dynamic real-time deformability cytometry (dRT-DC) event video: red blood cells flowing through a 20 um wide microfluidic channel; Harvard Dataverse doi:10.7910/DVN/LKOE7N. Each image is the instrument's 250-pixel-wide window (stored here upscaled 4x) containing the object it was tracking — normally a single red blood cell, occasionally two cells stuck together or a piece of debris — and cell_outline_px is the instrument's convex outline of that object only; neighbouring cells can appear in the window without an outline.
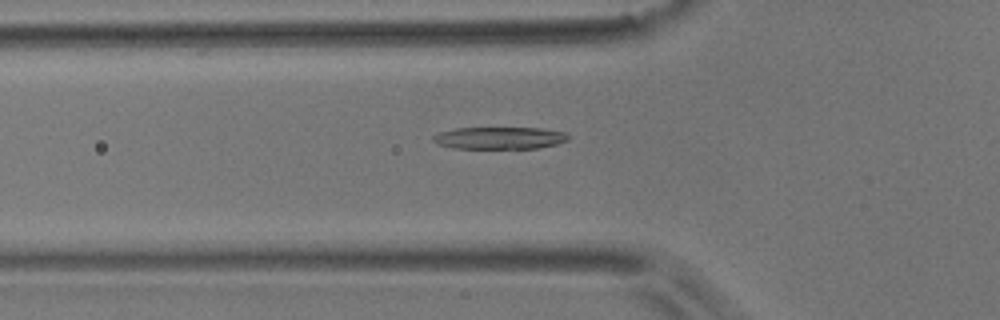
{"species": "common noctule bat (a hibernating species)", "species_latin": "Nyctalus noctula", "temperature_condition": "room temperature", "stored_images_in_passage": 47, "camera_frame_rate_fps": 3000, "um_per_image_px": 0.085, "animal": {"sex": "male", "body_mass_g": 17.9}, "frame": {"image": 1, "passage_image": 13, "time_ms": 4.0, "image_size_px": [1000, 320], "cell_outline_px": [[572, 136], [568, 140], [556, 144], [540, 148], [452, 148], [436, 144], [432, 140], [432, 136], [440, 132], [456, 128], [540, 128], [564, 132]], "centroid_in_image_um": [42.46, 11.73], "position_along_channel_um": 83.3, "area_um2": 17.51}}
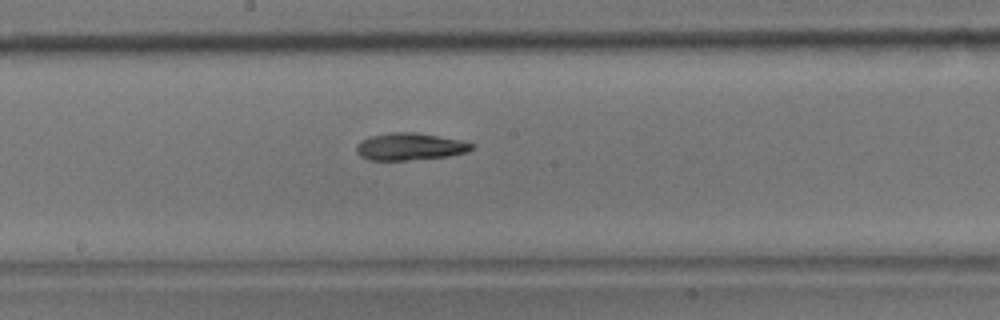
{"frame": {"image": 2, "passage_image": 23, "time_ms": 7.333, "image_size_px": [1000, 320], "cell_outline_px": [[476, 144], [468, 152], [448, 156], [408, 160], [368, 160], [360, 156], [356, 152], [356, 144], [360, 140], [372, 136], [392, 132], [416, 132], [464, 140]], "centroid_in_image_um": [34.86, 12.46], "position_along_channel_um": 213.3, "area_um2": 18.5}}
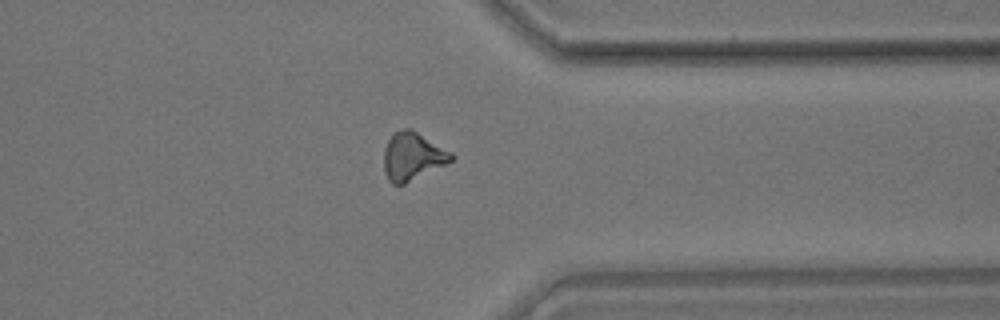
{"frame": {"image": 3, "passage_image": 36, "time_ms": 11.667, "image_size_px": [1000, 320], "cell_outline_px": [[456, 156], [448, 164], [404, 184], [392, 184], [388, 180], [384, 172], [384, 148], [388, 140], [396, 132], [404, 128], [412, 128], [452, 152]], "centroid_in_image_um": [35.09, 13.29], "position_along_channel_um": 376.3, "area_um2": 19.02}, "authors_computed_cell_mechanics": {"area_um2": 18.1492, "velocity_mm_per_s": 3.8722, "shape_relaxation_time_tau1_ms": 4.6563, "shape_relaxation_time_tau2_ms": null, "deformation_change_tau1": 0.1863, "deformation_change_tau2": null}}